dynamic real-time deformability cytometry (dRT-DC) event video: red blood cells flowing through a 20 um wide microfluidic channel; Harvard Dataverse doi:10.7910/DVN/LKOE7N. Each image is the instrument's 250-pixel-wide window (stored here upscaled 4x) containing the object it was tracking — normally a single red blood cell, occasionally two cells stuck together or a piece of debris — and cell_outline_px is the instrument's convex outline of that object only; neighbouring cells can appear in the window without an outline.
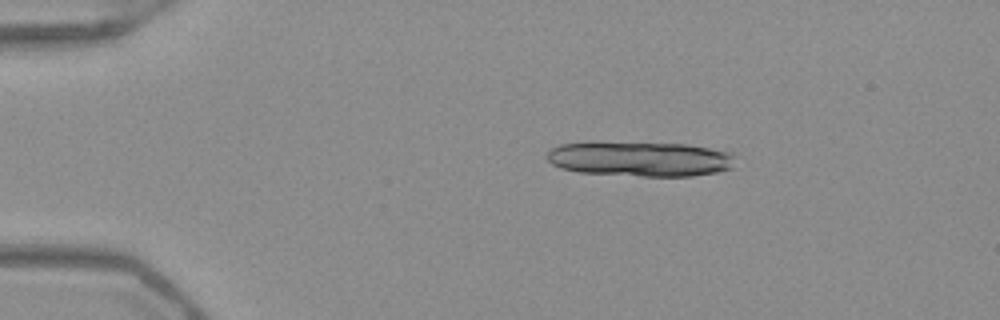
{"species": "Egyptian fruit bat (a non-hibernating species)", "species_latin": "Rousettus aegyptiacus", "temperature_condition": "warm", "stored_images_in_passage": 11, "camera_frame_rate_fps": 3000, "um_per_image_px": 0.085, "frame": {"image": 1, "passage_image": 1, "time_ms": 0.0, "image_size_px": [1000, 320], "cell_outline_px": [[736, 156], [732, 168], [716, 172], [692, 176], [640, 176], [580, 172], [560, 168], [552, 164], [548, 160], [548, 152], [552, 148], [560, 144], [688, 144], [736, 152]], "centroid_in_image_um": [54.54, 13.53], "position_along_channel_um": 30.5, "area_um2": 37.63}}